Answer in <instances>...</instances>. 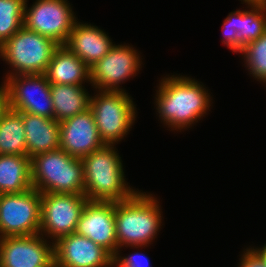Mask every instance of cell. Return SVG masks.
I'll return each mask as SVG.
<instances>
[{"instance_id":"cell-12","label":"cell","mask_w":266,"mask_h":267,"mask_svg":"<svg viewBox=\"0 0 266 267\" xmlns=\"http://www.w3.org/2000/svg\"><path fill=\"white\" fill-rule=\"evenodd\" d=\"M140 58L133 48L114 45L111 50L90 68V83L101 91H123L118 88L140 68Z\"/></svg>"},{"instance_id":"cell-7","label":"cell","mask_w":266,"mask_h":267,"mask_svg":"<svg viewBox=\"0 0 266 267\" xmlns=\"http://www.w3.org/2000/svg\"><path fill=\"white\" fill-rule=\"evenodd\" d=\"M41 193L32 188L0 195V238L40 234Z\"/></svg>"},{"instance_id":"cell-4","label":"cell","mask_w":266,"mask_h":267,"mask_svg":"<svg viewBox=\"0 0 266 267\" xmlns=\"http://www.w3.org/2000/svg\"><path fill=\"white\" fill-rule=\"evenodd\" d=\"M31 182L41 194L84 195L83 163L62 149L40 153L31 158Z\"/></svg>"},{"instance_id":"cell-19","label":"cell","mask_w":266,"mask_h":267,"mask_svg":"<svg viewBox=\"0 0 266 267\" xmlns=\"http://www.w3.org/2000/svg\"><path fill=\"white\" fill-rule=\"evenodd\" d=\"M32 188L31 159L21 155H0V193H22Z\"/></svg>"},{"instance_id":"cell-24","label":"cell","mask_w":266,"mask_h":267,"mask_svg":"<svg viewBox=\"0 0 266 267\" xmlns=\"http://www.w3.org/2000/svg\"><path fill=\"white\" fill-rule=\"evenodd\" d=\"M240 53L245 54L251 74L266 82V31L257 40L245 45Z\"/></svg>"},{"instance_id":"cell-18","label":"cell","mask_w":266,"mask_h":267,"mask_svg":"<svg viewBox=\"0 0 266 267\" xmlns=\"http://www.w3.org/2000/svg\"><path fill=\"white\" fill-rule=\"evenodd\" d=\"M50 84L82 85L90 81V68L66 46L59 45L45 72Z\"/></svg>"},{"instance_id":"cell-8","label":"cell","mask_w":266,"mask_h":267,"mask_svg":"<svg viewBox=\"0 0 266 267\" xmlns=\"http://www.w3.org/2000/svg\"><path fill=\"white\" fill-rule=\"evenodd\" d=\"M76 23L70 5L65 0H37L27 10L25 2L23 26L65 45Z\"/></svg>"},{"instance_id":"cell-15","label":"cell","mask_w":266,"mask_h":267,"mask_svg":"<svg viewBox=\"0 0 266 267\" xmlns=\"http://www.w3.org/2000/svg\"><path fill=\"white\" fill-rule=\"evenodd\" d=\"M60 149L72 157L82 159L105 144L101 140L93 112H85L60 122Z\"/></svg>"},{"instance_id":"cell-29","label":"cell","mask_w":266,"mask_h":267,"mask_svg":"<svg viewBox=\"0 0 266 267\" xmlns=\"http://www.w3.org/2000/svg\"><path fill=\"white\" fill-rule=\"evenodd\" d=\"M264 260L265 264H266V245H264V247H262L261 249H254Z\"/></svg>"},{"instance_id":"cell-10","label":"cell","mask_w":266,"mask_h":267,"mask_svg":"<svg viewBox=\"0 0 266 267\" xmlns=\"http://www.w3.org/2000/svg\"><path fill=\"white\" fill-rule=\"evenodd\" d=\"M85 195L44 193L41 194L40 233H46L56 242L59 238L75 233L78 220L86 202Z\"/></svg>"},{"instance_id":"cell-3","label":"cell","mask_w":266,"mask_h":267,"mask_svg":"<svg viewBox=\"0 0 266 267\" xmlns=\"http://www.w3.org/2000/svg\"><path fill=\"white\" fill-rule=\"evenodd\" d=\"M158 201L152 195L136 192L130 199L115 202L118 248L149 244L161 225Z\"/></svg>"},{"instance_id":"cell-26","label":"cell","mask_w":266,"mask_h":267,"mask_svg":"<svg viewBox=\"0 0 266 267\" xmlns=\"http://www.w3.org/2000/svg\"><path fill=\"white\" fill-rule=\"evenodd\" d=\"M148 263H149L148 258L145 255L138 253H134V255H129L128 257H121V258H119L118 255H116L113 258V264L115 265L118 264V267H147V265H149Z\"/></svg>"},{"instance_id":"cell-23","label":"cell","mask_w":266,"mask_h":267,"mask_svg":"<svg viewBox=\"0 0 266 267\" xmlns=\"http://www.w3.org/2000/svg\"><path fill=\"white\" fill-rule=\"evenodd\" d=\"M26 0H0V46L23 27Z\"/></svg>"},{"instance_id":"cell-13","label":"cell","mask_w":266,"mask_h":267,"mask_svg":"<svg viewBox=\"0 0 266 267\" xmlns=\"http://www.w3.org/2000/svg\"><path fill=\"white\" fill-rule=\"evenodd\" d=\"M75 233L91 239L113 257L119 255L115 226V202L88 200Z\"/></svg>"},{"instance_id":"cell-22","label":"cell","mask_w":266,"mask_h":267,"mask_svg":"<svg viewBox=\"0 0 266 267\" xmlns=\"http://www.w3.org/2000/svg\"><path fill=\"white\" fill-rule=\"evenodd\" d=\"M245 3H248L252 10H237L235 12V26L240 40V52L245 45L257 40L266 31V2Z\"/></svg>"},{"instance_id":"cell-27","label":"cell","mask_w":266,"mask_h":267,"mask_svg":"<svg viewBox=\"0 0 266 267\" xmlns=\"http://www.w3.org/2000/svg\"><path fill=\"white\" fill-rule=\"evenodd\" d=\"M246 251L242 256L240 267H266L263 258L254 249Z\"/></svg>"},{"instance_id":"cell-14","label":"cell","mask_w":266,"mask_h":267,"mask_svg":"<svg viewBox=\"0 0 266 267\" xmlns=\"http://www.w3.org/2000/svg\"><path fill=\"white\" fill-rule=\"evenodd\" d=\"M113 256L91 239L71 233L54 243L55 267H110Z\"/></svg>"},{"instance_id":"cell-25","label":"cell","mask_w":266,"mask_h":267,"mask_svg":"<svg viewBox=\"0 0 266 267\" xmlns=\"http://www.w3.org/2000/svg\"><path fill=\"white\" fill-rule=\"evenodd\" d=\"M225 39L223 43L234 52H240V40L235 26V12L229 14L223 23Z\"/></svg>"},{"instance_id":"cell-11","label":"cell","mask_w":266,"mask_h":267,"mask_svg":"<svg viewBox=\"0 0 266 267\" xmlns=\"http://www.w3.org/2000/svg\"><path fill=\"white\" fill-rule=\"evenodd\" d=\"M40 235L0 238V267H53L54 243Z\"/></svg>"},{"instance_id":"cell-28","label":"cell","mask_w":266,"mask_h":267,"mask_svg":"<svg viewBox=\"0 0 266 267\" xmlns=\"http://www.w3.org/2000/svg\"><path fill=\"white\" fill-rule=\"evenodd\" d=\"M9 109V95L5 85H3L2 87H0V121L3 119V116L9 111Z\"/></svg>"},{"instance_id":"cell-6","label":"cell","mask_w":266,"mask_h":267,"mask_svg":"<svg viewBox=\"0 0 266 267\" xmlns=\"http://www.w3.org/2000/svg\"><path fill=\"white\" fill-rule=\"evenodd\" d=\"M90 97L99 136L105 145L122 139L135 120V107L125 91H100Z\"/></svg>"},{"instance_id":"cell-17","label":"cell","mask_w":266,"mask_h":267,"mask_svg":"<svg viewBox=\"0 0 266 267\" xmlns=\"http://www.w3.org/2000/svg\"><path fill=\"white\" fill-rule=\"evenodd\" d=\"M19 114L24 124L27 156L30 159L60 148V122L27 112Z\"/></svg>"},{"instance_id":"cell-20","label":"cell","mask_w":266,"mask_h":267,"mask_svg":"<svg viewBox=\"0 0 266 267\" xmlns=\"http://www.w3.org/2000/svg\"><path fill=\"white\" fill-rule=\"evenodd\" d=\"M82 85L50 84L54 119L61 122L90 108V96Z\"/></svg>"},{"instance_id":"cell-9","label":"cell","mask_w":266,"mask_h":267,"mask_svg":"<svg viewBox=\"0 0 266 267\" xmlns=\"http://www.w3.org/2000/svg\"><path fill=\"white\" fill-rule=\"evenodd\" d=\"M8 76L4 85L9 95L10 109L54 119L50 83L45 74Z\"/></svg>"},{"instance_id":"cell-30","label":"cell","mask_w":266,"mask_h":267,"mask_svg":"<svg viewBox=\"0 0 266 267\" xmlns=\"http://www.w3.org/2000/svg\"><path fill=\"white\" fill-rule=\"evenodd\" d=\"M244 2H266V0H243Z\"/></svg>"},{"instance_id":"cell-2","label":"cell","mask_w":266,"mask_h":267,"mask_svg":"<svg viewBox=\"0 0 266 267\" xmlns=\"http://www.w3.org/2000/svg\"><path fill=\"white\" fill-rule=\"evenodd\" d=\"M113 146L104 145L81 159L88 200L118 202L137 192L126 185L121 157Z\"/></svg>"},{"instance_id":"cell-1","label":"cell","mask_w":266,"mask_h":267,"mask_svg":"<svg viewBox=\"0 0 266 267\" xmlns=\"http://www.w3.org/2000/svg\"><path fill=\"white\" fill-rule=\"evenodd\" d=\"M156 95L157 110L169 127L183 129L206 113L210 98L204 87L189 77L163 78Z\"/></svg>"},{"instance_id":"cell-5","label":"cell","mask_w":266,"mask_h":267,"mask_svg":"<svg viewBox=\"0 0 266 267\" xmlns=\"http://www.w3.org/2000/svg\"><path fill=\"white\" fill-rule=\"evenodd\" d=\"M58 44L24 26L0 46V56L14 67L10 75L45 74Z\"/></svg>"},{"instance_id":"cell-21","label":"cell","mask_w":266,"mask_h":267,"mask_svg":"<svg viewBox=\"0 0 266 267\" xmlns=\"http://www.w3.org/2000/svg\"><path fill=\"white\" fill-rule=\"evenodd\" d=\"M4 154L27 156L22 116L13 109L0 121V155Z\"/></svg>"},{"instance_id":"cell-16","label":"cell","mask_w":266,"mask_h":267,"mask_svg":"<svg viewBox=\"0 0 266 267\" xmlns=\"http://www.w3.org/2000/svg\"><path fill=\"white\" fill-rule=\"evenodd\" d=\"M112 44L98 27L76 22L64 46L91 68L111 50Z\"/></svg>"}]
</instances>
